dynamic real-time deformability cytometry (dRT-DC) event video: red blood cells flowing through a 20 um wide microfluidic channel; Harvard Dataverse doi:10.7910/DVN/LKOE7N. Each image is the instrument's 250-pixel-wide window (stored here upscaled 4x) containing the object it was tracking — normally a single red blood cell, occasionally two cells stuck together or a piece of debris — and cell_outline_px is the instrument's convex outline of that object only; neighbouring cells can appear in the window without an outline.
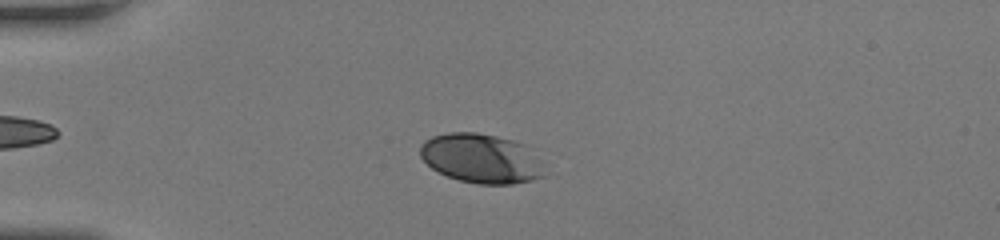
{"species": "human", "species_latin": "Homo sapiens", "temperature_condition": "room temperature", "stored_images_in_passage": 53, "camera_frame_rate_fps": 3000, "um_per_image_px": 0.085, "donor": {"sex": "female"}, "frame": {"image": 1, "passage_image": 15, "time_ms": 4.667, "image_size_px": [1000, 240], "cell_outline_px": [[544, 176], [532, 180], [512, 184], [476, 184], [460, 180], [448, 176], [432, 168], [420, 156], [420, 144], [424, 140], [432, 136], [448, 132], [476, 132], [496, 136], [512, 140], [524, 144], [540, 164]], "centroid_in_image_um": [40.84, 13.46], "position_along_channel_um": 44.2, "area_um2": 35.37}}
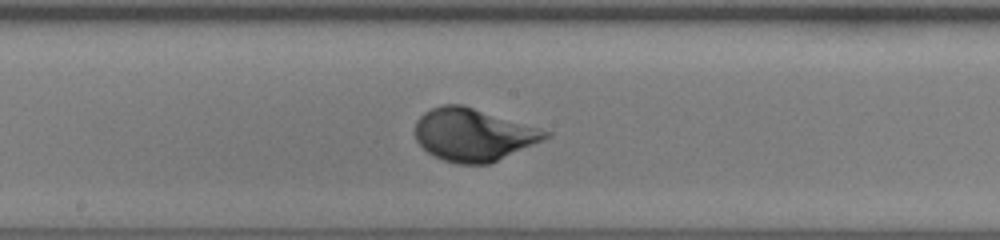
{"frame": {"image": 2, "passage_image": 30, "time_ms": 9.667, "image_size_px": [1000, 240], "cell_outline_px": [[552, 136], [488, 164], [456, 164], [444, 160], [428, 152], [416, 140], [416, 120], [424, 112], [432, 108], [444, 104], [464, 104], [552, 132]], "centroid_in_image_um": [40.23, 11.43], "position_along_channel_um": 208.0, "area_um2": 39.71}}
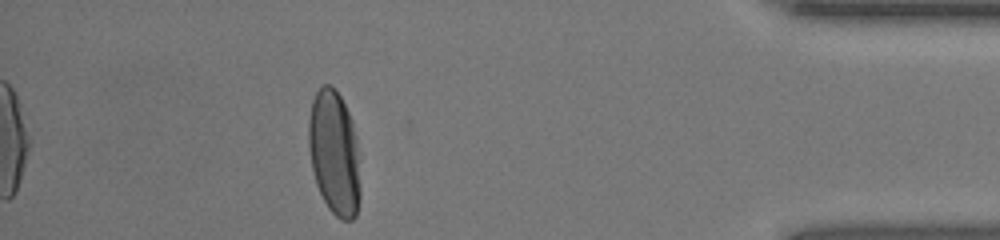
{"frame": {"image": 3, "passage_image": 48, "time_ms": 15.667, "image_size_px": [1000, 240], "cell_outline_px": [[360, 200], [356, 216], [352, 220], [340, 220], [328, 208], [316, 184], [312, 168], [308, 144], [308, 120], [312, 100], [320, 84], [328, 84], [340, 96], [352, 120], [356, 136], [360, 188]], "centroid_in_image_um": [28.41, 13.01], "position_along_channel_um": 406.8, "area_um2": 37.63}, "authors_computed_cell_mechanics": {"area_um2": 37.3388, "velocity_mm_per_s": 4.009, "shape_relaxation_time_tau1_ms": 2.3884, "shape_relaxation_time_tau2_ms": null, "deformation_change_tau1": 0.1548, "deformation_change_tau2": null}}